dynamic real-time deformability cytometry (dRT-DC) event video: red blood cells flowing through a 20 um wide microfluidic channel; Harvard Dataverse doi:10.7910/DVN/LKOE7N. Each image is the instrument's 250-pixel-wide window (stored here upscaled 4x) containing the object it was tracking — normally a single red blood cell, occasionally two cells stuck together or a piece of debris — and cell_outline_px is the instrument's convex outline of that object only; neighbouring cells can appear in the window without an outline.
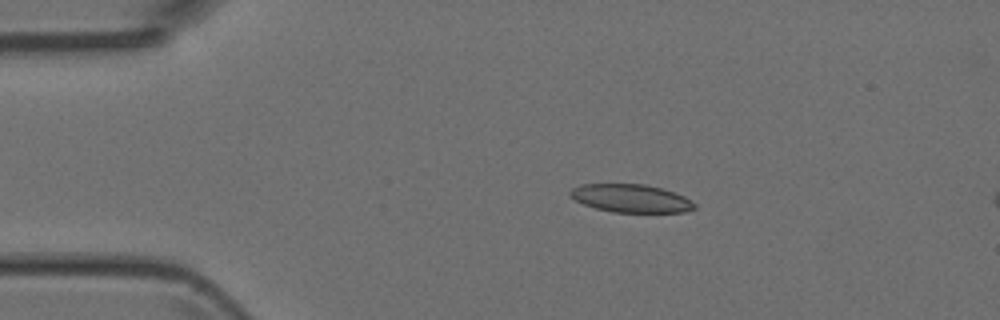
{"species": "Egyptian fruit bat (a non-hibernating species)", "species_latin": "Rousettus aegyptiacus", "temperature_condition": "room temperature", "stored_images_in_passage": 2, "camera_frame_rate_fps": 3000, "um_per_image_px": 0.085, "animal": {"sex": "female"}, "frame": {"image": 1, "passage_image": 2, "time_ms": 1.333, "image_size_px": [1000, 320], "cell_outline_px": [[696, 208], [684, 212], [612, 212], [596, 208], [584, 204], [568, 196], [568, 192], [572, 188], [580, 184], [644, 184], [676, 192], [692, 200], [696, 204]], "centroid_in_image_um": [53.63, 16.85], "position_along_channel_um": 31.4, "area_um2": 20.46}}